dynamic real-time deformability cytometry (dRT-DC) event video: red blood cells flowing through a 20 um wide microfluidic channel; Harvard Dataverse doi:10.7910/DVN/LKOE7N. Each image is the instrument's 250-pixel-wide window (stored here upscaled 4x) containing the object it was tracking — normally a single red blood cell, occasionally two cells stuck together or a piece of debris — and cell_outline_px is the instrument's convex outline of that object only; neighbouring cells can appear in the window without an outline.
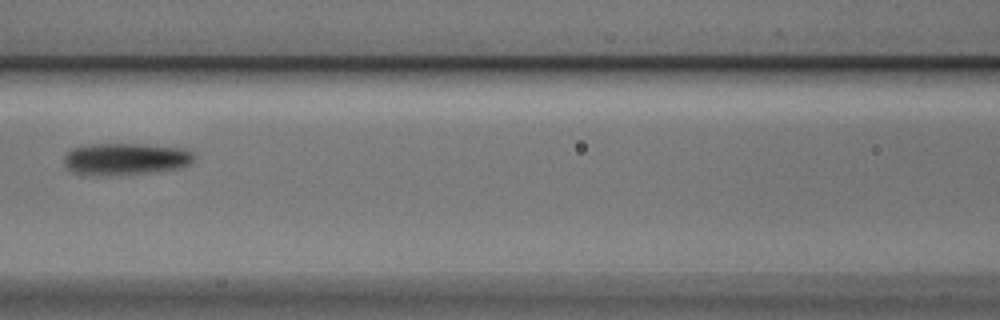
{"species": "Egyptian fruit bat (a non-hibernating species)", "species_latin": "Rousettus aegyptiacus", "temperature_condition": "cold", "stored_images_in_passage": 6, "camera_frame_rate_fps": 3000, "um_per_image_px": 0.085, "animal": {"sex": "male"}, "frame": {"image": 1, "passage_image": 6, "time_ms": 1.667, "image_size_px": [1000, 320], "cell_outline_px": [[196, 160], [180, 168], [152, 172], [76, 172], [68, 168], [64, 160], [64, 156], [72, 148], [84, 144], [144, 144], [184, 148], [192, 152], [196, 156]], "centroid_in_image_um": [10.78, 13.44], "position_along_channel_um": 155.8, "area_um2": 23.18}}